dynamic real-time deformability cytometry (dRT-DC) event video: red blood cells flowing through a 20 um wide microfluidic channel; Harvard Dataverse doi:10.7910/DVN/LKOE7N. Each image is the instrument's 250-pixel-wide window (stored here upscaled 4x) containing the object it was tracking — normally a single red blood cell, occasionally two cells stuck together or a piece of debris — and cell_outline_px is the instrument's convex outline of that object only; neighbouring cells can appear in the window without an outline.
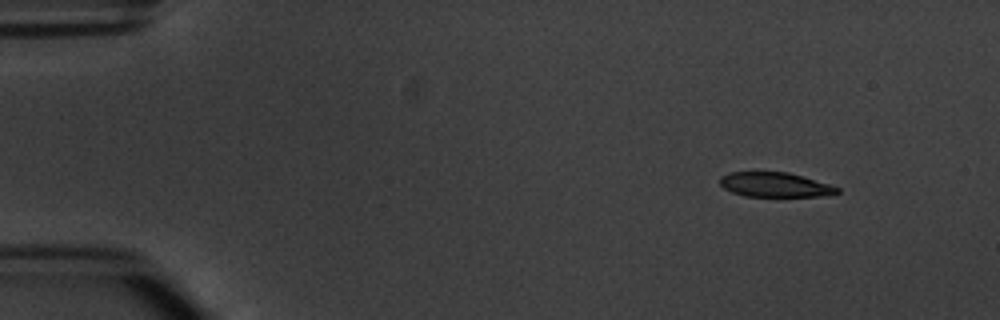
{"species": "common noctule bat (a hibernating species)", "species_latin": "Nyctalus noctula", "temperature_condition": "warm", "stored_images_in_passage": 5, "camera_frame_rate_fps": 3000, "um_per_image_px": 0.085, "animal": {"sex": "male", "body_mass_g": 20.1, "forearm_length_mm": 53.5}, "frame": {"image": 1, "passage_image": 1, "time_ms": 0.0, "image_size_px": [1000, 320], "cell_outline_px": [[840, 192], [820, 196], [744, 196], [732, 192], [724, 188], [720, 184], [720, 176], [728, 172], [788, 172], [828, 184], [840, 188]], "centroid_in_image_um": [65.83, 15.7], "position_along_channel_um": 19.2, "area_um2": 16.65}}
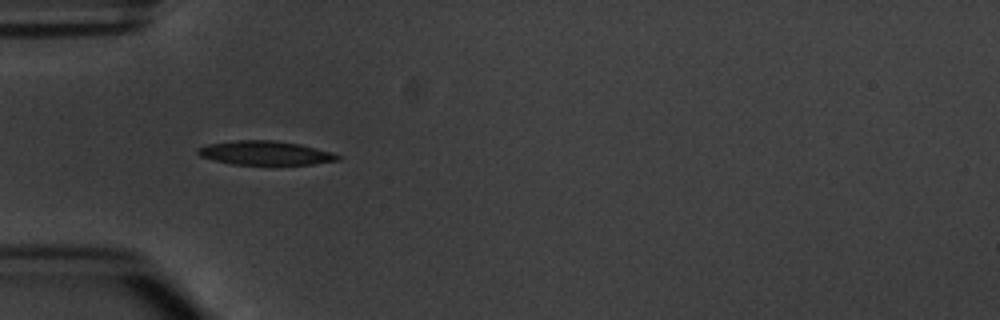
{"frame": {"image": 2, "passage_image": 4, "time_ms": 3.667, "image_size_px": [1000, 320], "cell_outline_px": [[340, 160], [312, 164], [232, 164], [200, 156], [196, 152], [196, 148], [208, 144], [236, 140], [276, 140], [300, 144], [332, 152], [340, 156]], "centroid_in_image_um": [22.54, 12.99], "position_along_channel_um": 62.5, "area_um2": 19.42}}